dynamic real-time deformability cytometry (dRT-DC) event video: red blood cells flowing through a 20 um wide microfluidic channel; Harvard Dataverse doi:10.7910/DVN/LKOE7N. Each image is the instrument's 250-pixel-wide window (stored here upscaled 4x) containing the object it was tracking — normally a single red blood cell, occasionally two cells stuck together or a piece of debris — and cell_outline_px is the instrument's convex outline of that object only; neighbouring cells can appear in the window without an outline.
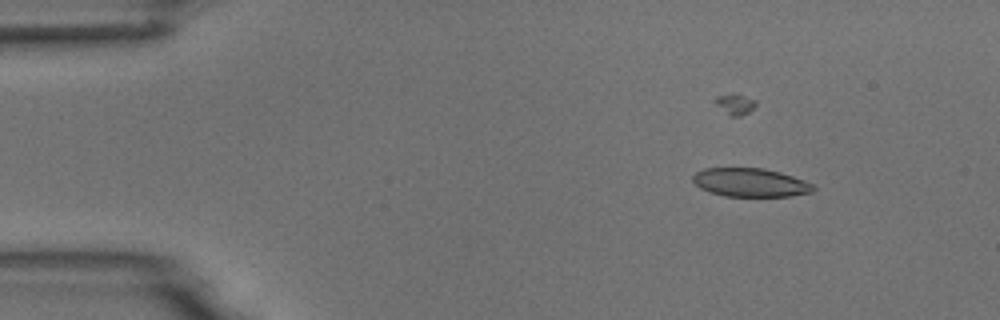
{"species": "common noctule bat (a hibernating species)", "species_latin": "Nyctalus noctula", "temperature_condition": "room temperature", "stored_images_in_passage": 56, "camera_frame_rate_fps": 3000, "um_per_image_px": 0.085, "animal": {"sex": "male", "body_mass_g": 18.8}, "frame": {"image": 1, "passage_image": 9, "time_ms": 2.667, "image_size_px": [1000, 320], "cell_outline_px": [[816, 188], [812, 192], [792, 196], [724, 196], [700, 188], [692, 180], [692, 176], [696, 172], [704, 168], [764, 168], [780, 172], [804, 180], [812, 184]], "centroid_in_image_um": [63.79, 15.51], "position_along_channel_um": 21.2, "area_um2": 20.0}}
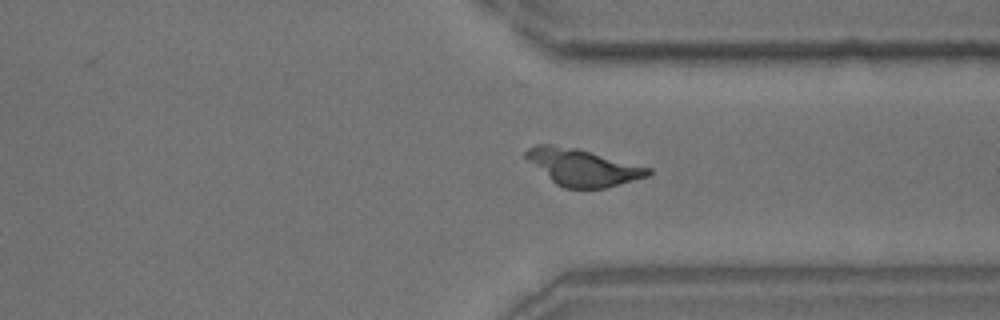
{"frame": {"image": 2, "passage_image": 43, "time_ms": 14.0, "image_size_px": [1000, 320], "cell_outline_px": [[652, 172], [648, 176], [620, 184], [604, 188], [564, 188], [556, 184], [528, 160], [524, 156], [524, 152], [528, 148], [536, 144], [552, 144], [576, 148], [652, 168]], "centroid_in_image_um": [49.53, 14.21], "position_along_channel_um": 361.9, "area_um2": 25.89}}
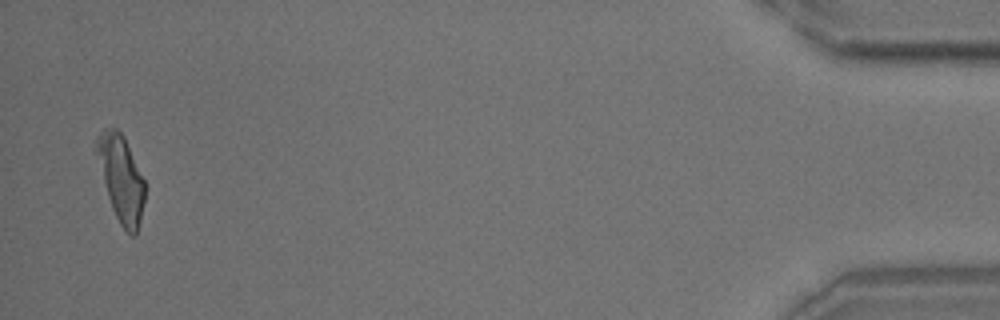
{"frame": {"image": 3, "passage_image": 55, "time_ms": 18.0, "image_size_px": [1000, 320], "cell_outline_px": [[144, 200], [140, 220], [136, 236], [132, 236], [120, 224], [112, 208], [108, 196], [96, 152], [96, 136], [104, 128], [116, 128], [124, 136], [144, 180]], "centroid_in_image_um": [10.29, 15.15], "position_along_channel_um": 424.9, "area_um2": 23.64}, "authors_computed_cell_mechanics": {"area_um2": 25.7788, "velocity_mm_per_s": 3.7012, "shape_relaxation_time_tau1_ms": 10.723, "shape_relaxation_time_tau2_ms": null, "deformation_change_tau1": 0.1983, "deformation_change_tau2": null}}